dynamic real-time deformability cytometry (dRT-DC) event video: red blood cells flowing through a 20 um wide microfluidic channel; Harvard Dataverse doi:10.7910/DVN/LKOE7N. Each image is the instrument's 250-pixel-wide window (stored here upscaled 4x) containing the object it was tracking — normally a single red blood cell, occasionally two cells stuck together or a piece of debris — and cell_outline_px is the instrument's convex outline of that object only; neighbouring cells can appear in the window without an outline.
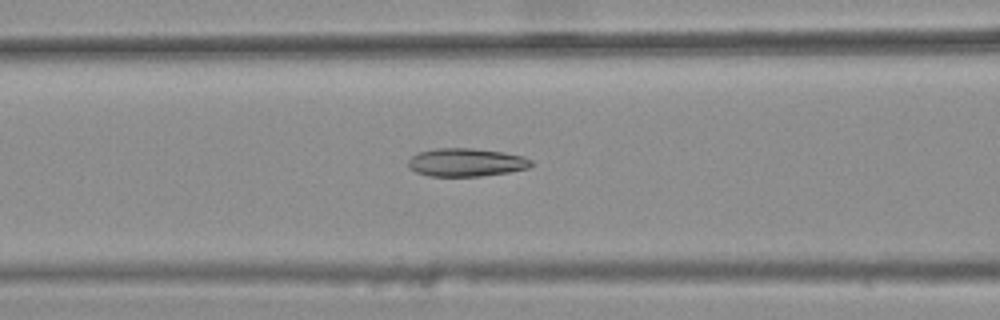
{"species": "common noctule bat (a hibernating species)", "species_latin": "Nyctalus noctula", "temperature_condition": "warm", "stored_images_in_passage": 46, "camera_frame_rate_fps": 3000, "um_per_image_px": 0.085, "animal": {"sex": "female", "body_mass_g": 25.1}, "frame": {"image": 1, "passage_image": 22, "time_ms": 7.0, "image_size_px": [1000, 320], "cell_outline_px": [[532, 164], [528, 168], [508, 172], [480, 176], [428, 176], [416, 172], [408, 168], [408, 160], [412, 156], [420, 152], [436, 148], [472, 148], [504, 152], [524, 156], [532, 160]], "centroid_in_image_um": [39.62, 13.8], "position_along_channel_um": 127.0, "area_um2": 20.23}}
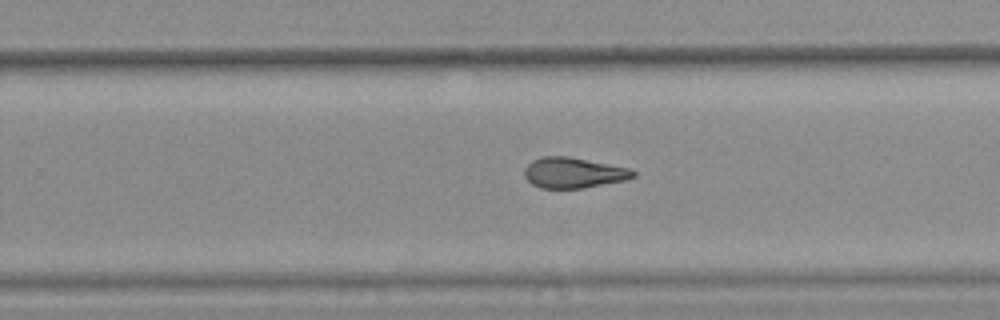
{"frame": {"image": 2, "passage_image": 34, "time_ms": 11.0, "image_size_px": [1000, 320], "cell_outline_px": [[636, 176], [628, 180], [584, 188], [540, 188], [532, 184], [524, 176], [524, 168], [532, 160], [544, 156], [568, 156], [628, 168], [636, 172]], "centroid_in_image_um": [48.75, 14.69], "position_along_channel_um": 281.1, "area_um2": 19.42}}
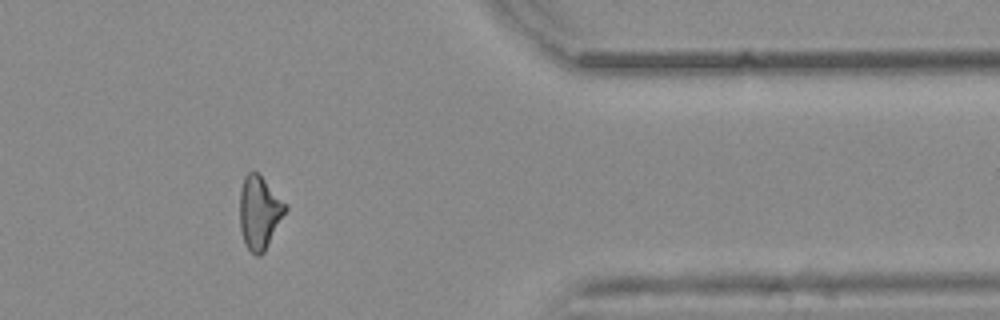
{"frame": {"image": 3, "passage_image": 44, "time_ms": 14.333, "image_size_px": [1000, 320], "cell_outline_px": [[288, 208], [264, 252], [260, 256], [256, 256], [244, 244], [240, 228], [240, 188], [244, 176], [248, 172], [256, 172], [288, 204]], "centroid_in_image_um": [22.05, 18.07], "position_along_channel_um": 389.4, "area_um2": 19.42}, "authors_computed_cell_mechanics": {"area_um2": 20.23, "velocity_mm_per_s": 3.8607, "shape_relaxation_time_tau1_ms": null, "shape_relaxation_time_tau2_ms": 2.3769, "deformation_change_tau1": null, "deformation_change_tau2": 0.1054}}